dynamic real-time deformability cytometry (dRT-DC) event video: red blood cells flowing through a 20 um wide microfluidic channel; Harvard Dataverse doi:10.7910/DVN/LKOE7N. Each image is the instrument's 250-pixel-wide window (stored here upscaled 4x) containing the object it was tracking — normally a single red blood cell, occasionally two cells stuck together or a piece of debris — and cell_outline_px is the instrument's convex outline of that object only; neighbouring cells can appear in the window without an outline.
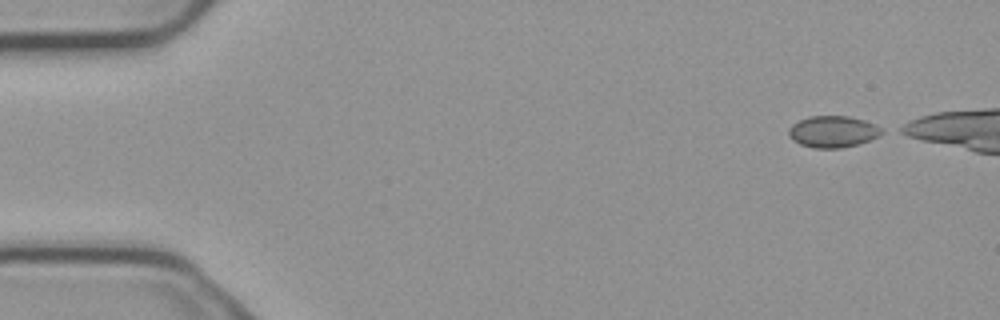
{"species": "common noctule bat (a hibernating species)", "species_latin": "Nyctalus noctula", "temperature_condition": "cold", "stored_images_in_passage": 5, "camera_frame_rate_fps": 3000, "um_per_image_px": 0.085, "animal": {"sex": "male", "body_mass_g": 23.1, "forearm_length_mm": 52.7}, "frame": {"image": 1, "passage_image": 1, "time_ms": 0.0, "image_size_px": [1000, 320], "cell_outline_px": [[888, 132], [880, 136], [856, 144], [840, 148], [812, 148], [800, 144], [792, 140], [788, 136], [788, 128], [792, 124], [808, 116], [848, 116], [864, 120]], "centroid_in_image_um": [70.77, 11.19], "position_along_channel_um": 14.2, "area_um2": 17.17}}